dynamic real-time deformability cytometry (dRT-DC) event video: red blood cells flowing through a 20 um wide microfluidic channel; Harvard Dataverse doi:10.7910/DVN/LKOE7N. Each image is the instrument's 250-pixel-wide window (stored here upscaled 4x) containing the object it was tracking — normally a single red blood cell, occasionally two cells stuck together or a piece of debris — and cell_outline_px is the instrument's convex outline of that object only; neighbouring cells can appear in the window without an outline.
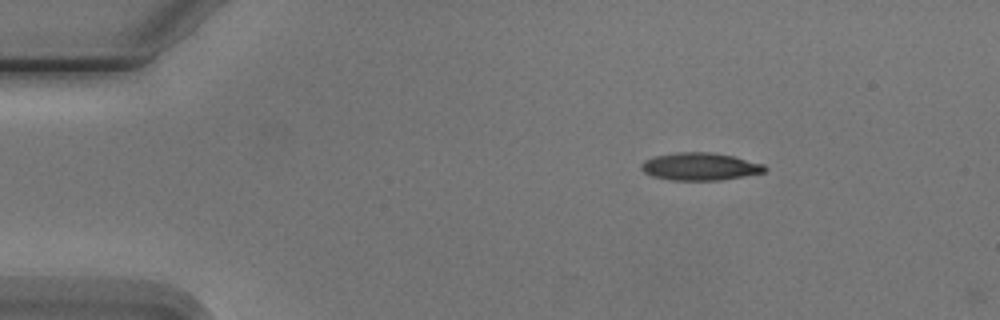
{"species": "Egyptian fruit bat (a non-hibernating species)", "species_latin": "Rousettus aegyptiacus", "temperature_condition": "cold", "stored_images_in_passage": 2, "camera_frame_rate_fps": 3000, "um_per_image_px": 0.085, "animal": {"sex": "male"}, "frame": {"image": 1, "passage_image": 1, "time_ms": 0.0, "image_size_px": [1000, 320], "cell_outline_px": [[768, 168], [764, 172], [744, 176], [720, 180], [672, 180], [652, 176], [644, 172], [640, 168], [640, 164], [644, 160], [656, 156], [676, 152], [712, 152], [732, 156], [764, 164]], "centroid_in_image_um": [59.49, 14.15], "position_along_channel_um": 25.5, "area_um2": 19.83}}